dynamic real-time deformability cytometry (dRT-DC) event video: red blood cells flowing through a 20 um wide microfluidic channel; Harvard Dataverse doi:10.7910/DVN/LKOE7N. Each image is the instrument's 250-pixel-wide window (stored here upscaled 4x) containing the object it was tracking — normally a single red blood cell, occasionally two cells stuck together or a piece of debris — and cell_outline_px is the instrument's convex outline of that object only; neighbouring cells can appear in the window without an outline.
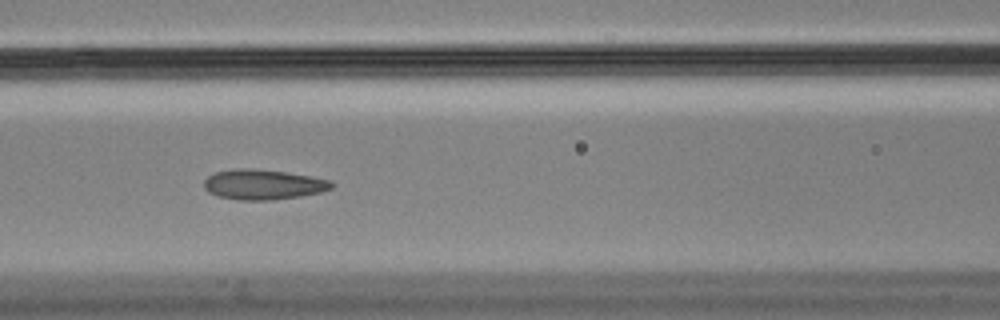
{"species": "Egyptian fruit bat (a non-hibernating species)", "species_latin": "Rousettus aegyptiacus", "temperature_condition": "cold", "stored_images_in_passage": 11, "camera_frame_rate_fps": 3000, "um_per_image_px": 0.085, "animal": {"sex": "male"}, "frame": {"image": 1, "passage_image": 7, "time_ms": 2.0, "image_size_px": [1000, 320], "cell_outline_px": [[336, 184], [332, 188], [320, 192], [300, 196], [272, 200], [240, 200], [216, 196], [208, 192], [204, 188], [204, 180], [208, 176], [216, 172], [236, 168], [252, 168], [284, 172], [332, 180]], "centroid_in_image_um": [22.36, 15.68], "position_along_channel_um": 144.2, "area_um2": 22.43}}
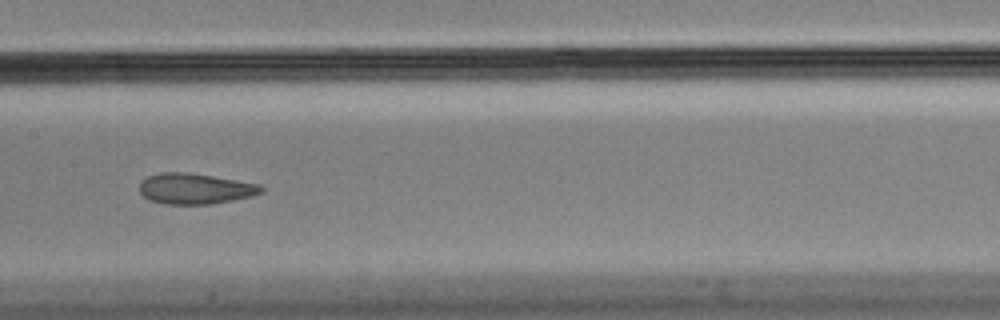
{"frame": {"image": 2, "passage_image": 8, "time_ms": 2.333, "image_size_px": [1000, 320], "cell_outline_px": [[264, 192], [252, 196], [212, 204], [164, 204], [148, 200], [140, 192], [140, 184], [148, 176], [160, 172], [188, 172], [260, 184], [264, 188]], "centroid_in_image_um": [16.59, 16.04], "position_along_channel_um": 190.8, "area_um2": 21.79}}